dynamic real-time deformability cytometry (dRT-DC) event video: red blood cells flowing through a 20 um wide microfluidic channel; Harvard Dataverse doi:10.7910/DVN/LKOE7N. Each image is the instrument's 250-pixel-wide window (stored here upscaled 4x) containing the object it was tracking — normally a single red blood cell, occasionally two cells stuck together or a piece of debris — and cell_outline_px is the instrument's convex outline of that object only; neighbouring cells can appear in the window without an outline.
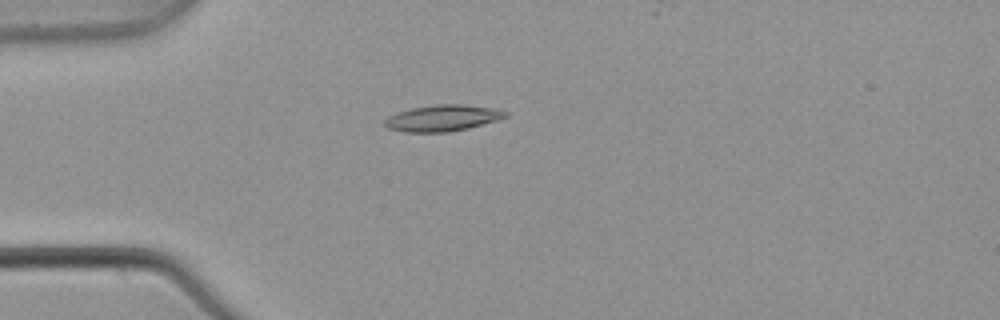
{"species": "common noctule bat (a hibernating species)", "species_latin": "Nyctalus noctula", "temperature_condition": "warm", "stored_images_in_passage": 6, "camera_frame_rate_fps": 3000, "um_per_image_px": 0.085, "animal": {"sex": "male", "body_mass_g": 21.5, "forearm_length_mm": 52.0}, "frame": {"image": 1, "passage_image": 5, "time_ms": 1.333, "image_size_px": [1000, 320], "cell_outline_px": [[508, 116], [496, 120], [468, 128], [448, 132], [404, 132], [388, 128], [384, 124], [384, 120], [388, 116], [396, 112], [412, 108], [436, 104], [460, 104], [492, 108], [508, 112]], "centroid_in_image_um": [37.58, 10.03], "position_along_channel_um": 47.4, "area_um2": 18.38}}